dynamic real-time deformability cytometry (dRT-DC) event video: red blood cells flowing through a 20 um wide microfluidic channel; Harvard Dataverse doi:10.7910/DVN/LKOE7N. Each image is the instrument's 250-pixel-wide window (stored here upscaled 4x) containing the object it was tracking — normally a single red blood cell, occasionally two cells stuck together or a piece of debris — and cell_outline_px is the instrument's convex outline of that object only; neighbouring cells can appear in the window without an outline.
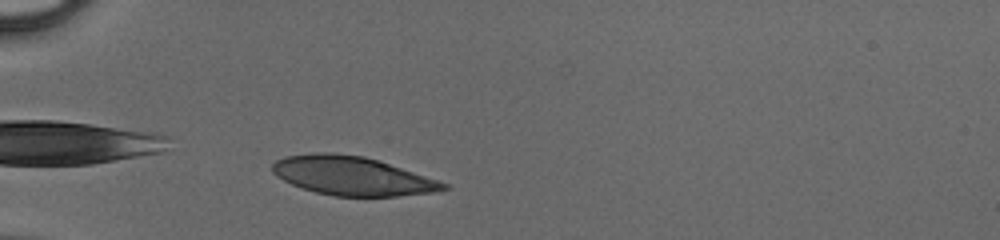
{"species": "human", "species_latin": "Homo sapiens", "temperature_condition": "cold", "stored_images_in_passage": 34, "camera_frame_rate_fps": 3000, "um_per_image_px": 0.085, "donor": {"sex": "male"}, "frame": {"image": 1, "passage_image": 4, "time_ms": 1.0, "image_size_px": [1000, 240], "cell_outline_px": [[452, 188], [432, 192], [396, 196], [332, 196], [316, 192], [292, 184], [276, 176], [272, 172], [272, 164], [276, 160], [284, 156], [312, 152], [332, 152], [364, 156], [448, 184]], "centroid_in_image_um": [29.87, 14.94], "position_along_channel_um": 55.1, "area_um2": 38.32}}
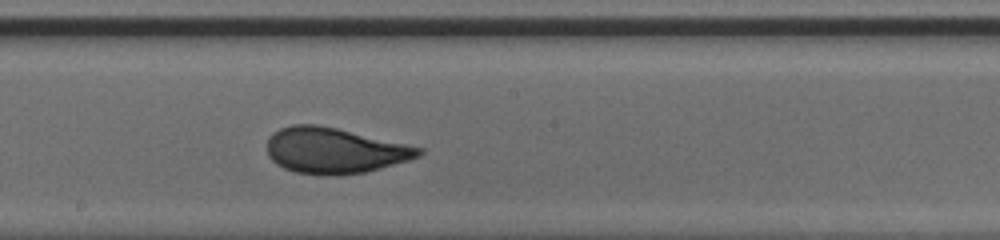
{"frame": {"image": 2, "passage_image": 17, "time_ms": 5.333, "image_size_px": [1000, 240], "cell_outline_px": [[424, 152], [420, 156], [408, 160], [380, 168], [364, 172], [332, 176], [324, 176], [296, 172], [284, 168], [276, 164], [268, 156], [268, 136], [272, 132], [280, 128], [292, 124], [316, 124], [336, 128], [424, 148]], "centroid_in_image_um": [28.4, 12.8], "position_along_channel_um": 219.8, "area_um2": 40.4}}
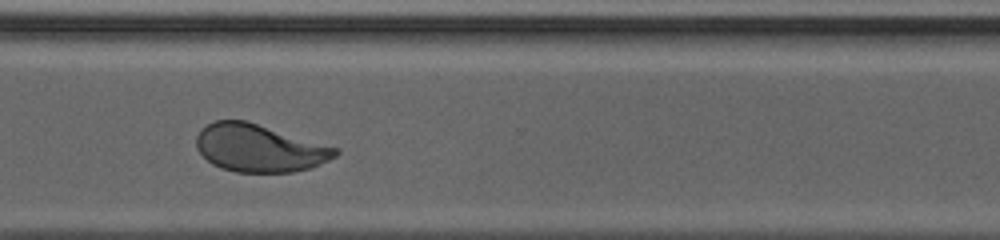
{"frame": {"image": 3, "passage_image": 26, "time_ms": 8.333, "image_size_px": [1000, 240], "cell_outline_px": [[340, 152], [336, 156], [312, 168], [292, 172], [236, 172], [220, 168], [212, 164], [196, 148], [196, 136], [208, 124], [216, 120], [244, 120], [340, 148]], "centroid_in_image_um": [22.07, 12.6], "position_along_channel_um": 348.5, "area_um2": 38.44}}